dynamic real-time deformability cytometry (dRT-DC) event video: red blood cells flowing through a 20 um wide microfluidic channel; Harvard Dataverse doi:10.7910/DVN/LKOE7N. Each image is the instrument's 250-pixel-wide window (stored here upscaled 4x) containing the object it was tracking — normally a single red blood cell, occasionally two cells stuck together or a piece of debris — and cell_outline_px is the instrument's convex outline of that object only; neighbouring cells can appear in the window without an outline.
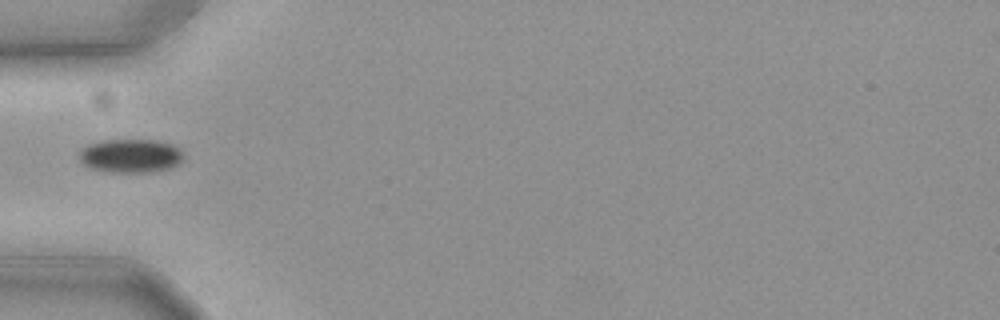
{"species": "common noctule bat (a hibernating species)", "species_latin": "Nyctalus noctula", "temperature_condition": "cold", "stored_images_in_passage": 39, "camera_frame_rate_fps": 3000, "um_per_image_px": 0.085, "animal": {"sex": "female", "body_mass_g": 19.3, "forearm_length_mm": 54.1}, "frame": {"image": 1, "passage_image": 1, "time_ms": 0.0, "image_size_px": [1000, 320], "cell_outline_px": [[184, 160], [180, 164], [172, 168], [152, 172], [112, 172], [92, 168], [84, 164], [80, 160], [80, 152], [88, 144], [108, 140], [152, 140], [172, 144], [184, 156]], "centroid_in_image_um": [11.15, 13.26], "position_along_channel_um": 73.9, "area_um2": 20.29}}
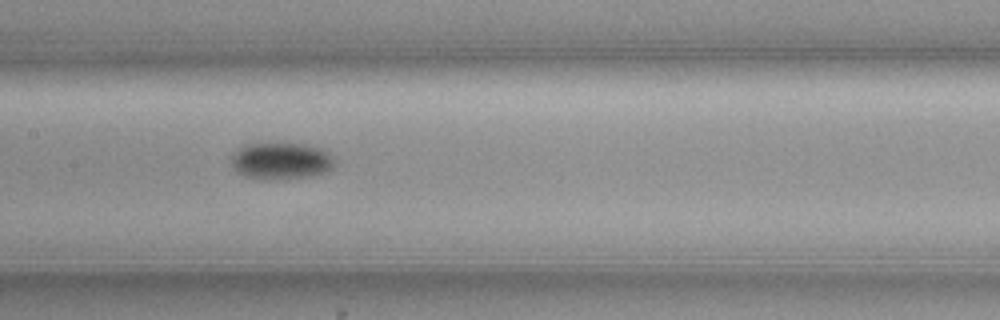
{"frame": {"image": 2, "passage_image": 10, "time_ms": 3.0, "image_size_px": [1000, 320], "cell_outline_px": [[336, 164], [332, 168], [324, 172], [312, 176], [276, 180], [244, 176], [236, 172], [232, 164], [232, 152], [244, 144], [304, 144], [320, 148], [328, 152], [336, 160]], "centroid_in_image_um": [23.9, 13.68], "position_along_channel_um": 183.5, "area_um2": 22.25}}
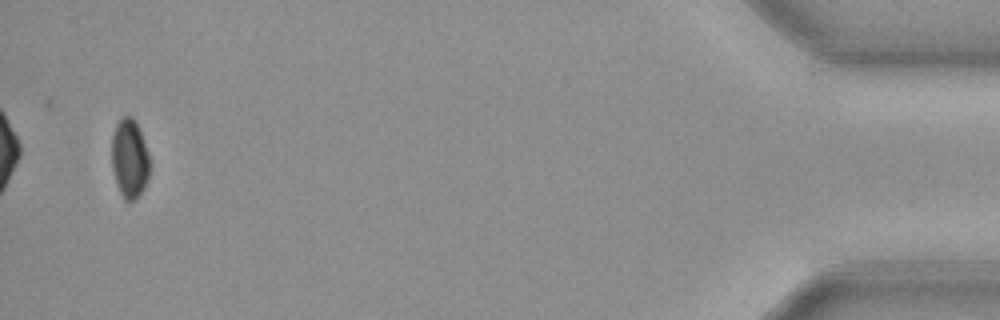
{"frame": {"image": 3, "passage_image": 37, "time_ms": 12.0, "image_size_px": [1000, 320], "cell_outline_px": [[148, 176], [144, 188], [132, 200], [124, 200], [116, 184], [112, 168], [112, 136], [116, 124], [124, 116], [132, 116], [140, 132], [148, 156]], "centroid_in_image_um": [10.98, 13.48], "position_along_channel_um": 424.2, "area_um2": 16.94}}